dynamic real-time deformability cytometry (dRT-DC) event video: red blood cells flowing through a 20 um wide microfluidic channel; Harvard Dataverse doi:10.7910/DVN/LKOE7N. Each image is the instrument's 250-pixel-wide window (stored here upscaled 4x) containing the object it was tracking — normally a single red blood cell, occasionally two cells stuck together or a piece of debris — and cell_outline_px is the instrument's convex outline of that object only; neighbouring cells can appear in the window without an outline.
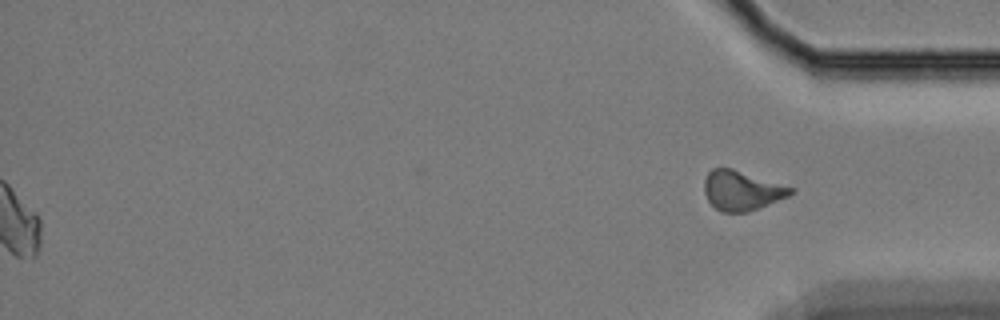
{"species": "Egyptian fruit bat (a non-hibernating species)", "species_latin": "Rousettus aegyptiacus", "temperature_condition": "cold", "stored_images_in_passage": 61, "segment_of_instrument_passage": [2, 2], "camera_frame_rate_fps": 3000, "um_per_image_px": 0.085, "animal": {"sex": "female"}, "frame": {"image": 1, "passage_image": 61, "time_ms": 20.0, "image_size_px": [1000, 320], "cell_outline_px": [[792, 192], [788, 196], [748, 212], [724, 212], [716, 208], [708, 200], [704, 192], [704, 180], [708, 172], [712, 168], [732, 168], [792, 188]], "centroid_in_image_um": [62.99, 16.19], "position_along_channel_um": 372.2, "area_um2": 19.48}}